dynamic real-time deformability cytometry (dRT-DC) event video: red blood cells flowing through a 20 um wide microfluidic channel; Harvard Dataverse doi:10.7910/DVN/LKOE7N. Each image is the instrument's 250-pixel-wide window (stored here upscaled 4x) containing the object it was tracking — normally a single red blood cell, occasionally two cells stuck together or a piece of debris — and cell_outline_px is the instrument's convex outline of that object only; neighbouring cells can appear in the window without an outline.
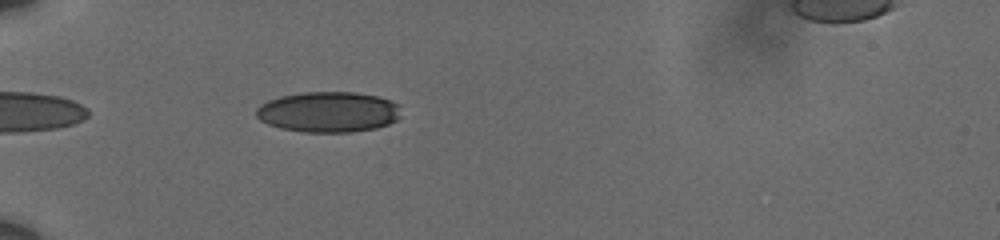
{"species": "human", "species_latin": "Homo sapiens", "temperature_condition": "cold", "stored_images_in_passage": 37, "camera_frame_rate_fps": 3000, "um_per_image_px": 0.085, "donor": {"sex": "male"}, "frame": {"image": 1, "passage_image": 4, "time_ms": 1.0, "image_size_px": [1000, 240], "cell_outline_px": [[400, 116], [396, 120], [388, 124], [376, 128], [352, 132], [304, 132], [280, 128], [268, 124], [260, 120], [256, 116], [256, 108], [260, 104], [268, 100], [280, 96], [300, 92], [356, 92], [380, 96], [392, 100], [400, 104]], "centroid_in_image_um": [27.93, 9.5], "position_along_channel_um": 57.1, "area_um2": 34.68}}
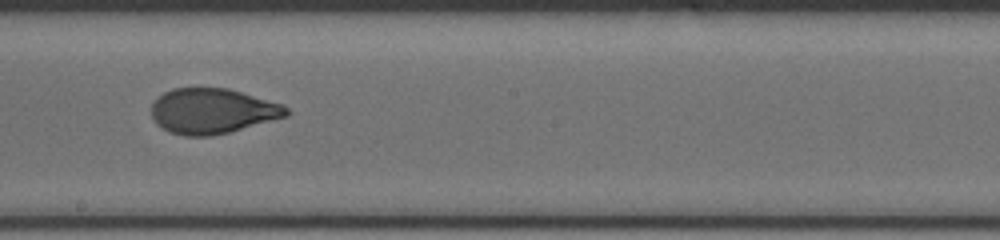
{"frame": {"image": 2, "passage_image": 20, "time_ms": 6.333, "image_size_px": [1000, 240], "cell_outline_px": [[292, 112], [288, 116], [228, 132], [212, 136], [184, 136], [168, 132], [156, 124], [152, 116], [152, 104], [164, 92], [172, 88], [228, 88], [280, 104], [288, 108]], "centroid_in_image_um": [18.04, 9.45], "position_along_channel_um": 230.2, "area_um2": 35.43}}
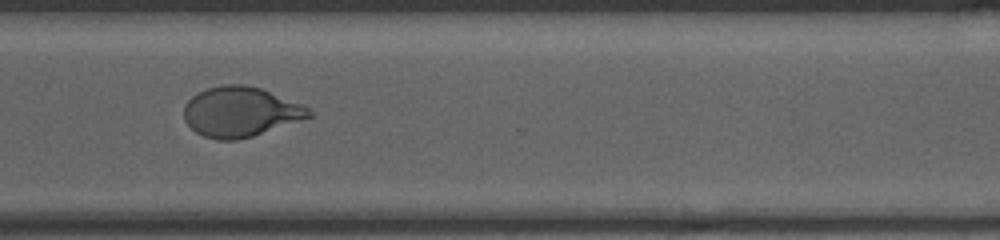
{"frame": {"image": 3, "passage_image": 30, "time_ms": 9.667, "image_size_px": [1000, 240], "cell_outline_px": [[312, 116], [252, 136], [236, 140], [216, 140], [204, 136], [196, 132], [184, 120], [184, 104], [192, 96], [208, 88], [224, 84], [244, 84], [260, 88], [300, 104], [308, 108], [312, 112]], "centroid_in_image_um": [20.39, 9.51], "position_along_channel_um": 350.2, "area_um2": 35.95}, "authors_computed_cell_mechanics": {"area_um2": 35.9516, "velocity_mm_per_s": 3.6107, "shape_relaxation_time_tau1_ms": 5.7356, "shape_relaxation_time_tau2_ms": 0.8081, "deformation_change_tau1": 0.1901, "deformation_change_tau2": 0.0648}}